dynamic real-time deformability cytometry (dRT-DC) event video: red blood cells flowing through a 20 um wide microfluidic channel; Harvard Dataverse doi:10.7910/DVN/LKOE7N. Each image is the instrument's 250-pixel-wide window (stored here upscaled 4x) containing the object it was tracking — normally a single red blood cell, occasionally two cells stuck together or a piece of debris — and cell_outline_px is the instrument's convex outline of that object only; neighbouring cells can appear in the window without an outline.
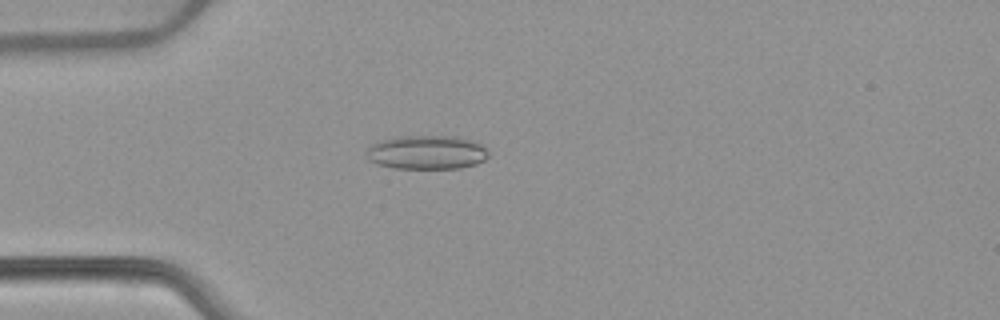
{"species": "common noctule bat (a hibernating species)", "species_latin": "Nyctalus noctula", "temperature_condition": "warm", "stored_images_in_passage": 53, "camera_frame_rate_fps": 3000, "um_per_image_px": 0.085, "animal": {"sex": "female", "body_mass_g": 22.7, "forearm_length_mm": 54.2}, "frame": {"image": 1, "passage_image": 15, "time_ms": 4.667, "image_size_px": [1000, 320], "cell_outline_px": [[488, 156], [484, 160], [476, 164], [460, 168], [396, 168], [376, 164], [368, 160], [368, 148], [372, 144], [380, 140], [400, 136], [456, 136], [480, 144], [488, 148]], "centroid_in_image_um": [36.28, 12.95], "position_along_channel_um": 48.7, "area_um2": 24.04}}
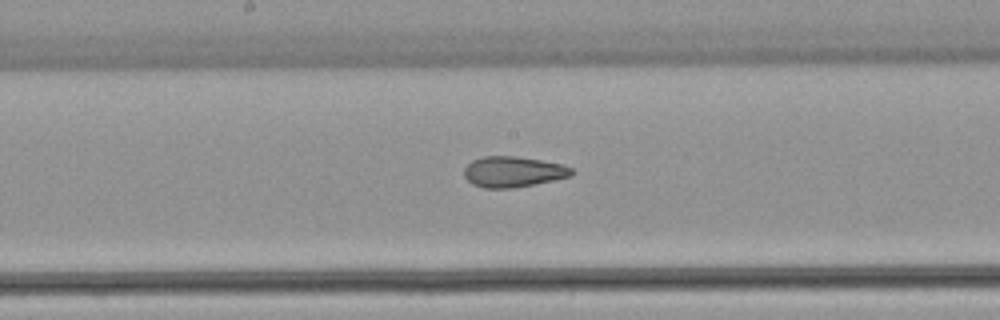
{"frame": {"image": 2, "passage_image": 28, "time_ms": 9.0, "image_size_px": [1000, 320], "cell_outline_px": [[576, 172], [572, 176], [536, 184], [512, 188], [484, 188], [472, 184], [464, 176], [464, 168], [472, 160], [484, 156], [516, 156], [564, 164], [572, 168]], "centroid_in_image_um": [43.65, 14.6], "position_along_channel_um": 204.6, "area_um2": 19.42}}
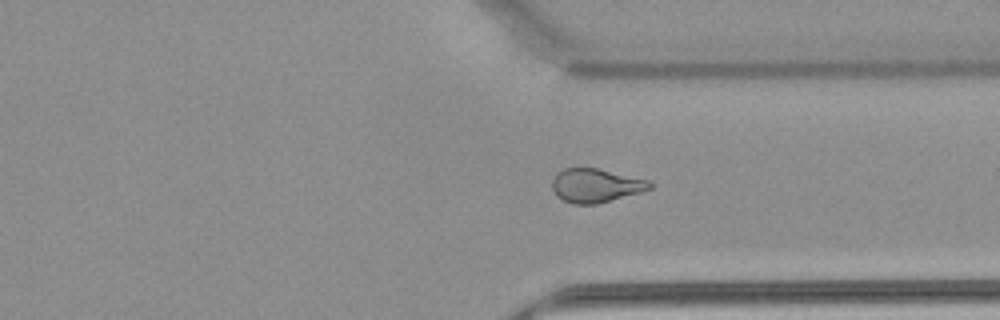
{"frame": {"image": 3, "passage_image": 40, "time_ms": 13.0, "image_size_px": [1000, 320], "cell_outline_px": [[652, 188], [640, 192], [596, 204], [572, 204], [556, 196], [552, 188], [552, 180], [556, 172], [564, 168], [596, 168], [648, 180], [652, 184]], "centroid_in_image_um": [50.59, 15.77], "position_along_channel_um": 360.8, "area_um2": 19.07}, "authors_computed_cell_mechanics": {"area_um2": 20.6346, "velocity_mm_per_s": 3.9125, "shape_relaxation_time_tau1_ms": null, "shape_relaxation_time_tau2_ms": 2.0944, "deformation_change_tau1": null, "deformation_change_tau2": 0.0984}}